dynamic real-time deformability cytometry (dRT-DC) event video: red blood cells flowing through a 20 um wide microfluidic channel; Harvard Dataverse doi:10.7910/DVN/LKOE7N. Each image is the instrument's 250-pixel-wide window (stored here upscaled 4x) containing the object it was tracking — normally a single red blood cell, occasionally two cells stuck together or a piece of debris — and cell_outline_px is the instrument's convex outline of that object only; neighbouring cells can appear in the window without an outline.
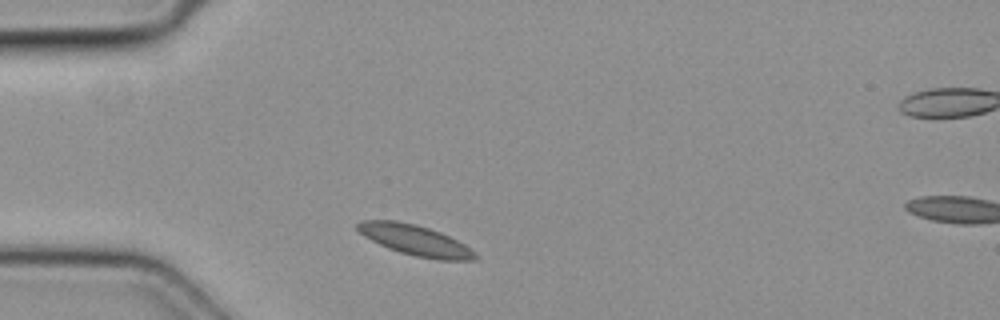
{"species": "common noctule bat (a hibernating species)", "species_latin": "Nyctalus noctula", "temperature_condition": "cold", "stored_images_in_passage": 3, "camera_frame_rate_fps": 3000, "um_per_image_px": 0.085, "animal": {"sex": "female", "body_mass_g": 19.3, "forearm_length_mm": 54.1}, "frame": {"image": 1, "passage_image": 1, "time_ms": 0.0, "image_size_px": [1000, 320], "cell_outline_px": [[480, 256], [476, 260], [436, 260], [416, 256], [400, 252], [388, 248], [364, 236], [356, 228], [356, 224], [360, 220], [396, 220], [416, 224], [440, 232], [464, 244], [476, 252]], "centroid_in_image_um": [35.31, 20.42], "position_along_channel_um": 49.7, "area_um2": 20.92}}